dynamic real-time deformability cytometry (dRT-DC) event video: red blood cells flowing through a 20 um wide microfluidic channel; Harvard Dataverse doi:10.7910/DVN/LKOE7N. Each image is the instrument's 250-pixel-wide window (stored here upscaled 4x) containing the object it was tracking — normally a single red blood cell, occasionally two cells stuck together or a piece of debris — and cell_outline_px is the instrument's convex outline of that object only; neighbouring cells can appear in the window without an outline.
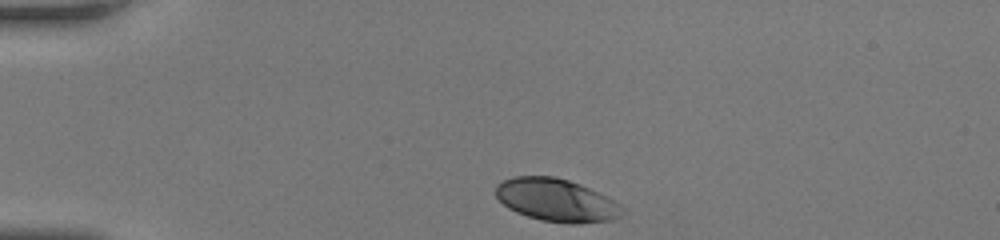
{"species": "human", "species_latin": "Homo sapiens", "temperature_condition": "room temperature", "stored_images_in_passage": 31, "camera_frame_rate_fps": 3000, "um_per_image_px": 0.085, "donor": {"sex": "female"}, "frame": {"image": 1, "passage_image": 1, "time_ms": 0.0, "image_size_px": [1000, 240], "cell_outline_px": [[624, 208], [612, 220], [580, 224], [568, 224], [540, 220], [516, 212], [508, 208], [496, 196], [496, 184], [512, 176], [552, 176], [568, 180], [580, 184], [608, 196], [620, 204]], "centroid_in_image_um": [47.28, 17.01], "position_along_channel_um": 37.7, "area_um2": 31.56}}
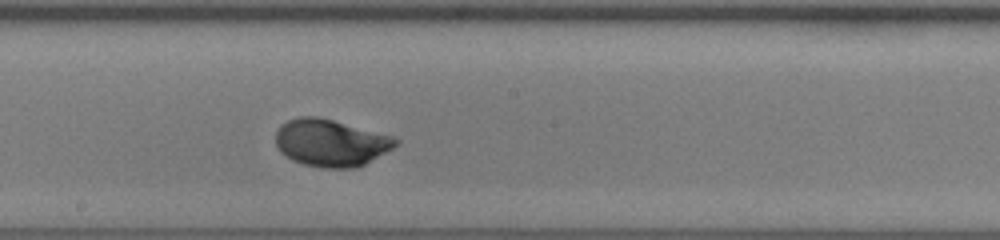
{"frame": {"image": 2, "passage_image": 18, "time_ms": 5.667, "image_size_px": [1000, 240], "cell_outline_px": [[400, 144], [364, 164], [356, 168], [320, 168], [304, 164], [292, 160], [280, 152], [276, 144], [276, 132], [280, 124], [288, 120], [300, 116], [316, 116], [332, 120], [392, 136], [400, 140]], "centroid_in_image_um": [28.1, 12.14], "position_along_channel_um": 220.1, "area_um2": 32.89}}
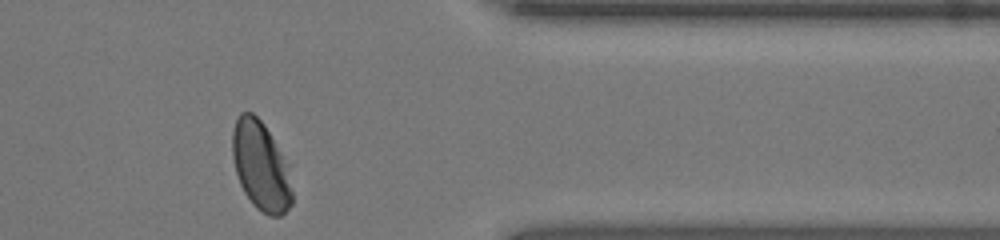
{"frame": {"image": 3, "passage_image": 31, "time_ms": 10.0, "image_size_px": [1000, 240], "cell_outline_px": [[292, 204], [280, 216], [268, 216], [256, 208], [252, 204], [244, 192], [240, 184], [236, 172], [232, 156], [232, 132], [236, 120], [240, 112], [252, 112], [264, 124], [288, 164], [292, 192]], "centroid_in_image_um": [22.16, 14.12], "position_along_channel_um": 389.2, "area_um2": 30.98}, "authors_computed_cell_mechanics": {"area_um2": 32.1946, "velocity_mm_per_s": 4.1795, "shape_relaxation_time_tau1_ms": 2.7233, "shape_relaxation_time_tau2_ms": null, "deformation_change_tau1": 0.1605, "deformation_change_tau2": null}}